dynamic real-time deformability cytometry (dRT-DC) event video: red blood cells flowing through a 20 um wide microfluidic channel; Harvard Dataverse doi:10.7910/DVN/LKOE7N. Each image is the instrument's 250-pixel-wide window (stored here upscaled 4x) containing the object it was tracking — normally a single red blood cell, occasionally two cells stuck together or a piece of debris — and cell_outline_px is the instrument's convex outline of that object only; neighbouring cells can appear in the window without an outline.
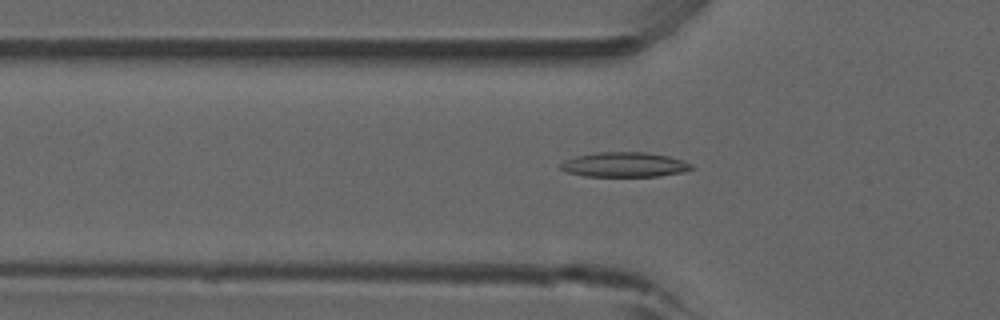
{"species": "common noctule bat (a hibernating species)", "species_latin": "Nyctalus noctula", "temperature_condition": "room temperature", "stored_images_in_passage": 20, "camera_frame_rate_fps": 3000, "um_per_image_px": 0.085, "animal": {"sex": "male", "forearm_length_mm": 52.5}, "frame": {"image": 1, "passage_image": 17, "time_ms": 5.333, "image_size_px": [1000, 320], "cell_outline_px": [[696, 168], [680, 172], [660, 176], [584, 176], [568, 172], [560, 168], [560, 164], [564, 160], [576, 156], [596, 152], [644, 152], [668, 156], [692, 164]], "centroid_in_image_um": [53.06, 13.99], "position_along_channel_um": 72.7, "area_um2": 18.79}}
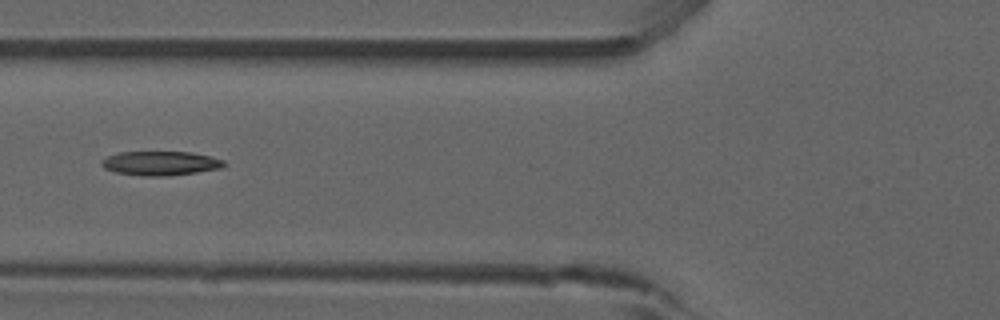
{"frame": {"image": 2, "passage_image": 20, "time_ms": 6.333, "image_size_px": [1000, 320], "cell_outline_px": [[228, 164], [220, 168], [196, 172], [164, 176], [144, 176], [116, 172], [104, 168], [100, 164], [100, 160], [108, 156], [120, 152], [188, 152], [212, 156], [224, 160]], "centroid_in_image_um": [13.64, 13.87], "position_along_channel_um": 112.2, "area_um2": 17.22}}